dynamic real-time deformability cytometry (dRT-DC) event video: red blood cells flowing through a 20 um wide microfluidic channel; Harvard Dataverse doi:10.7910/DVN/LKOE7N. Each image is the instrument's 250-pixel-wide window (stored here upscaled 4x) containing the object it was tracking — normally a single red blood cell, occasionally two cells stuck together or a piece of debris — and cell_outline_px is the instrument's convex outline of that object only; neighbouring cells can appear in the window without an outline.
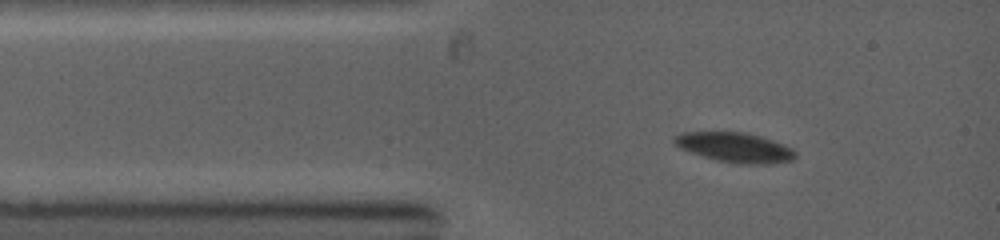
{"species": "common noctule bat (a hibernating species)", "species_latin": "Nyctalus noctula", "temperature_condition": "warm", "stored_images_in_passage": 26, "camera_frame_rate_fps": 5000, "um_per_image_px": 0.085, "animal": {"sex": "female", "body_mass_g": 19.0, "forearm_length_mm": 53.3}, "frame": {"image": 1, "passage_image": 3, "time_ms": 1.0, "image_size_px": [1000, 240], "cell_outline_px": [[796, 156], [792, 160], [764, 164], [736, 164], [716, 160], [680, 148], [672, 140], [680, 132], [748, 132], [784, 144], [792, 148], [796, 152]], "centroid_in_image_um": [62.48, 12.52], "position_along_channel_um": 22.5, "area_um2": 20.92}}
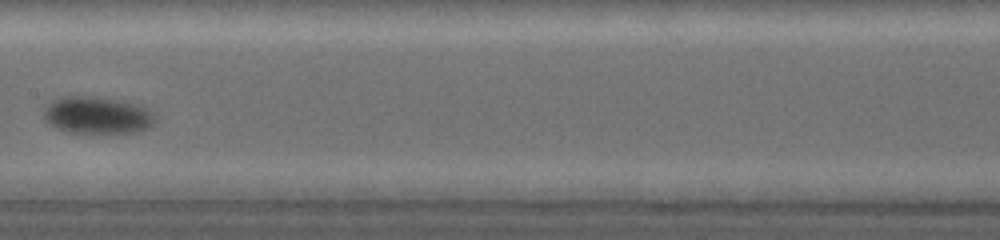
{"frame": {"image": 2, "passage_image": 12, "time_ms": 5.6, "image_size_px": [1000, 240], "cell_outline_px": [[156, 120], [148, 128], [136, 132], [68, 132], [48, 124], [44, 120], [44, 108], [52, 100], [64, 96], [92, 96], [120, 100], [136, 104], [148, 108], [156, 116]], "centroid_in_image_um": [8.26, 9.78], "position_along_channel_um": 199.1, "area_um2": 24.1}}
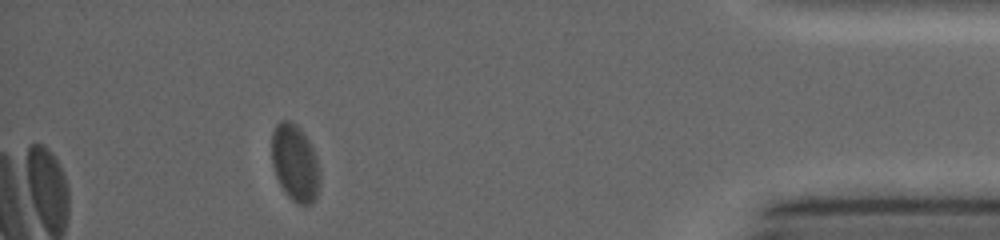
{"frame": {"image": 3, "passage_image": 24, "time_ms": 11.8, "image_size_px": [1000, 240], "cell_outline_px": [[320, 184], [316, 196], [312, 204], [296, 204], [284, 192], [276, 176], [272, 164], [272, 132], [276, 124], [280, 120], [288, 120], [296, 124], [304, 132], [316, 156], [320, 168]], "centroid_in_image_um": [25.08, 13.85], "position_along_channel_um": 410.1, "area_um2": 21.79}}